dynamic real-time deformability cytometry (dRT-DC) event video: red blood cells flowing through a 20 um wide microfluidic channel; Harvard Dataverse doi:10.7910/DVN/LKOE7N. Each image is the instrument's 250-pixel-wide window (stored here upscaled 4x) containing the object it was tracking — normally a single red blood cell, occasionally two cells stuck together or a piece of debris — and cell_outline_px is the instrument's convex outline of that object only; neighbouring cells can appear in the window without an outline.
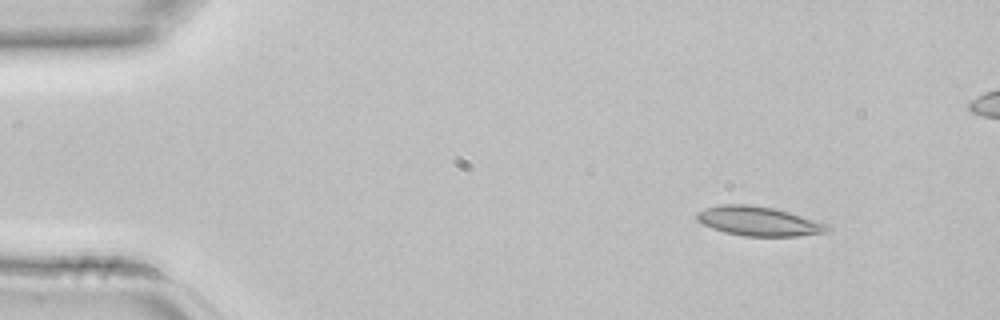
{"species": "common noctule bat (a hibernating species)", "species_latin": "Nyctalus noctula", "temperature_condition": "room temperature", "stored_images_in_passage": 3, "camera_frame_rate_fps": 3000, "um_per_image_px": 0.085, "animal": {"sex": "female", "body_mass_g": 22.7, "forearm_length_mm": 54.2}, "frame": {"image": 1, "passage_image": 1, "time_ms": 0.0, "image_size_px": [1000, 320], "cell_outline_px": [[832, 228], [824, 232], [796, 236], [744, 236], [724, 232], [712, 228], [696, 220], [696, 212], [704, 208], [720, 204], [748, 204], [776, 208], [828, 224]], "centroid_in_image_um": [64.45, 18.79], "position_along_channel_um": 20.6, "area_um2": 22.37}}